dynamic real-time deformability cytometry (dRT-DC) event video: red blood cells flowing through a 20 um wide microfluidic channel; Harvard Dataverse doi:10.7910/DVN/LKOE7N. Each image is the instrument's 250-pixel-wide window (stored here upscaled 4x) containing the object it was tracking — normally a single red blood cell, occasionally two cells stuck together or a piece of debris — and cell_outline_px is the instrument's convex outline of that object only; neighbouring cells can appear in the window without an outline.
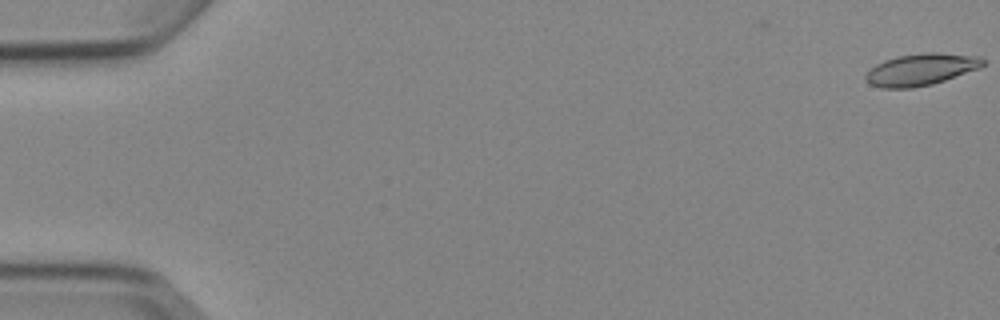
{"species": "Egyptian fruit bat (a non-hibernating species)", "species_latin": "Rousettus aegyptiacus", "temperature_condition": "cold", "stored_images_in_passage": 5, "camera_frame_rate_fps": 3000, "um_per_image_px": 0.085, "animal": {"sex": "female"}, "frame": {"image": 1, "passage_image": 1, "time_ms": 0.0, "image_size_px": [1000, 320], "cell_outline_px": [[984, 64], [980, 68], [932, 84], [912, 88], [880, 88], [868, 84], [864, 80], [864, 76], [876, 64], [884, 60], [900, 56], [928, 52], [936, 52], [980, 56], [984, 60]], "centroid_in_image_um": [78.27, 5.91], "position_along_channel_um": 6.7, "area_um2": 21.73}}